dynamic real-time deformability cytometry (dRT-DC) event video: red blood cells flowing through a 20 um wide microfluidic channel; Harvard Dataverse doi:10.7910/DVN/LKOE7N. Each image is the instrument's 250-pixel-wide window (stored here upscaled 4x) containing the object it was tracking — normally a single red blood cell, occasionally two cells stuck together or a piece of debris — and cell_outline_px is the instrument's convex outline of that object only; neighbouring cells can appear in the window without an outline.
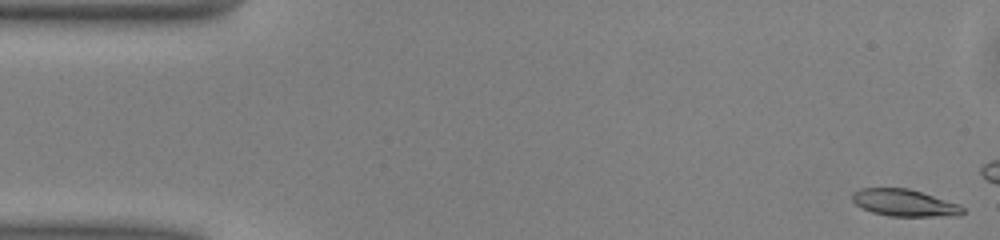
{"species": "common noctule bat (a hibernating species)", "species_latin": "Nyctalus noctula", "temperature_condition": "warm", "stored_images_in_passage": 12, "camera_frame_rate_fps": 3000, "um_per_image_px": 0.085, "animal": {"sex": "male", "body_mass_g": 13.0, "forearm_length_mm": 53.1}, "frame": {"image": 1, "passage_image": 1, "time_ms": 0.0, "image_size_px": [1000, 240], "cell_outline_px": [[964, 212], [960, 216], [892, 216], [872, 212], [856, 204], [852, 200], [852, 192], [860, 188], [908, 188], [960, 204], [964, 208]], "centroid_in_image_um": [76.9, 17.24], "position_along_channel_um": 8.1, "area_um2": 17.34}}